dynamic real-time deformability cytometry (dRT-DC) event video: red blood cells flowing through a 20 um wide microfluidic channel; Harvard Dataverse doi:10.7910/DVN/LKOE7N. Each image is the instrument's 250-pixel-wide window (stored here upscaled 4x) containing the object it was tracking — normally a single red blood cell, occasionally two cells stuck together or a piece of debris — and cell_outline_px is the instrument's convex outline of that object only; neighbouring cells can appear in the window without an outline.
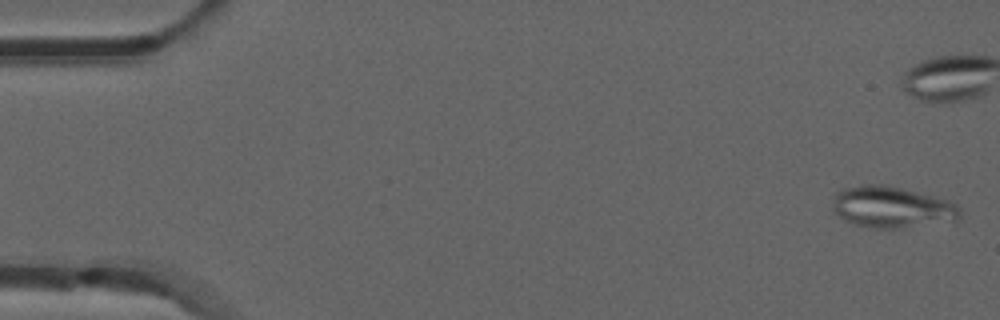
{"species": "common noctule bat (a hibernating species)", "species_latin": "Nyctalus noctula", "temperature_condition": "room temperature", "stored_images_in_passage": 10, "camera_frame_rate_fps": 3000, "um_per_image_px": 0.085, "animal": {"sex": "male", "forearm_length_mm": 52.5}, "frame": {"image": 1, "passage_image": 2, "time_ms": 0.333, "image_size_px": [1000, 320], "cell_outline_px": [[960, 216], [956, 220], [896, 228], [876, 228], [856, 224], [840, 216], [832, 208], [832, 204], [836, 192], [844, 188], [860, 184], [880, 184], [900, 188], [948, 200], [956, 204], [960, 208]], "centroid_in_image_um": [75.79, 17.59], "position_along_channel_um": 9.2, "area_um2": 30.11}}